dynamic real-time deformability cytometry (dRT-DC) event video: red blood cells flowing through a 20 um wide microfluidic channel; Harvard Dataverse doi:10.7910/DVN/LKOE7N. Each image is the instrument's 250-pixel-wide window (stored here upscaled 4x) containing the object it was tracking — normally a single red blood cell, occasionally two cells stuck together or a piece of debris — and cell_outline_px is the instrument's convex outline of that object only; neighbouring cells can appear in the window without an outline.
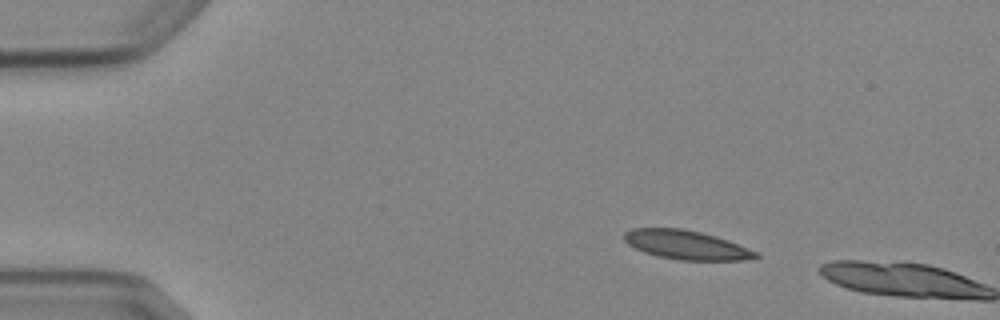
{"species": "Egyptian fruit bat (a non-hibernating species)", "species_latin": "Rousettus aegyptiacus", "temperature_condition": "cold", "stored_images_in_passage": 3, "camera_frame_rate_fps": 3000, "um_per_image_px": 0.085, "animal": {"sex": "female"}, "frame": {"image": 1, "passage_image": 2, "time_ms": 1.333, "image_size_px": [1000, 320], "cell_outline_px": [[760, 256], [756, 260], [680, 260], [656, 256], [644, 252], [628, 244], [624, 240], [624, 232], [632, 228], [680, 228], [700, 232], [716, 236], [728, 240], [760, 252]], "centroid_in_image_um": [58.39, 20.82], "position_along_channel_um": 26.6, "area_um2": 22.48}}